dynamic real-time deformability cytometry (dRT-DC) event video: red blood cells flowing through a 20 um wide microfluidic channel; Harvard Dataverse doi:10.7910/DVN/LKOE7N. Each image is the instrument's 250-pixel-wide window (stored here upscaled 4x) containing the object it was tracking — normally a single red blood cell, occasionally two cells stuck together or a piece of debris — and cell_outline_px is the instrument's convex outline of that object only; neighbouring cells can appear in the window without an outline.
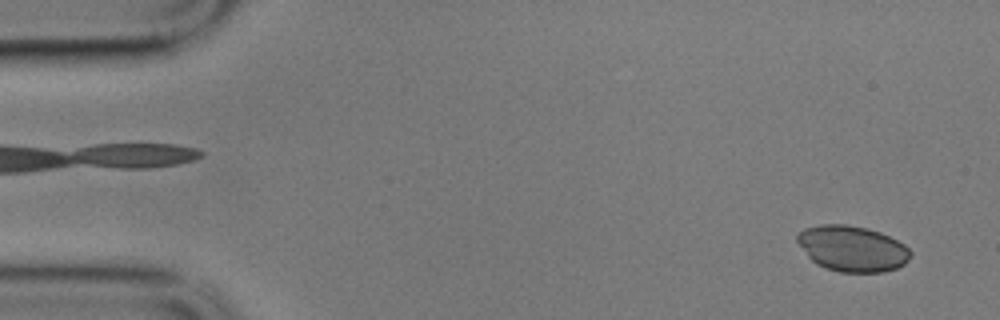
{"species": "common noctule bat (a hibernating species)", "species_latin": "Nyctalus noctula", "temperature_condition": "cold", "stored_images_in_passage": 58, "camera_frame_rate_fps": 3000, "um_per_image_px": 0.085, "animal": {"sex": "male", "body_mass_g": 17.9}, "frame": {"image": 1, "passage_image": 3, "time_ms": 0.667, "image_size_px": [1000, 320], "cell_outline_px": [[912, 252], [908, 260], [904, 264], [896, 268], [884, 272], [840, 272], [824, 268], [816, 264], [808, 256], [796, 240], [796, 236], [804, 228], [820, 224], [848, 224], [880, 232], [904, 244]], "centroid_in_image_um": [72.43, 21.13], "position_along_channel_um": 12.6, "area_um2": 30.17}}